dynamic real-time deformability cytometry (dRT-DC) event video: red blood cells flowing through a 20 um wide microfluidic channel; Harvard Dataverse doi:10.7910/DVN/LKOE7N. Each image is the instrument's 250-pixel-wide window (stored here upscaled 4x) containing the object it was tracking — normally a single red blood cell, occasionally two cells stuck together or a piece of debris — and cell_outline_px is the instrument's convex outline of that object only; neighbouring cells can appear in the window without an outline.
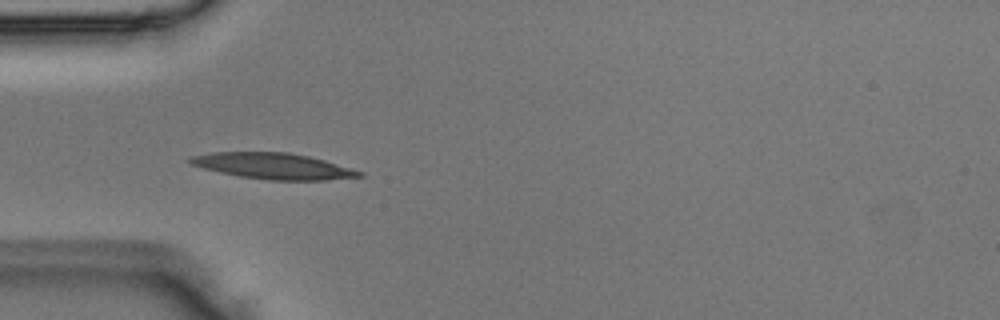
{"species": "Egyptian fruit bat (a non-hibernating species)", "species_latin": "Rousettus aegyptiacus", "temperature_condition": "room temperature", "stored_images_in_passage": 6, "camera_frame_rate_fps": 3000, "um_per_image_px": 0.085, "animal": {"sex": "male"}, "frame": {"image": 1, "passage_image": 3, "time_ms": 0.667, "image_size_px": [1000, 320], "cell_outline_px": [[364, 176], [324, 180], [268, 180], [240, 176], [220, 172], [204, 168], [192, 164], [184, 160], [188, 156], [212, 152], [288, 152], [308, 156], [324, 160], [352, 168], [364, 172]], "centroid_in_image_um": [23.2, 14.1], "position_along_channel_um": 61.8, "area_um2": 25.66}}
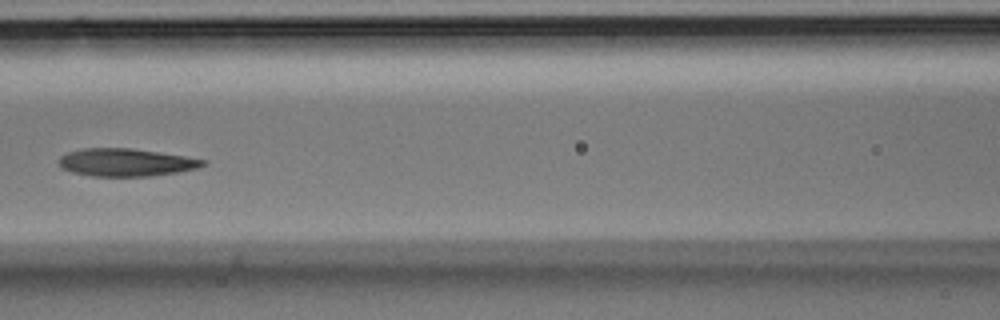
{"frame": {"image": 2, "passage_image": 5, "time_ms": 1.333, "image_size_px": [1000, 320], "cell_outline_px": [[208, 164], [196, 168], [176, 172], [152, 176], [92, 176], [72, 172], [60, 168], [60, 156], [68, 152], [84, 148], [128, 148], [160, 152], [208, 160]], "centroid_in_image_um": [10.72, 13.8], "position_along_channel_um": 155.9, "area_um2": 23.24}}
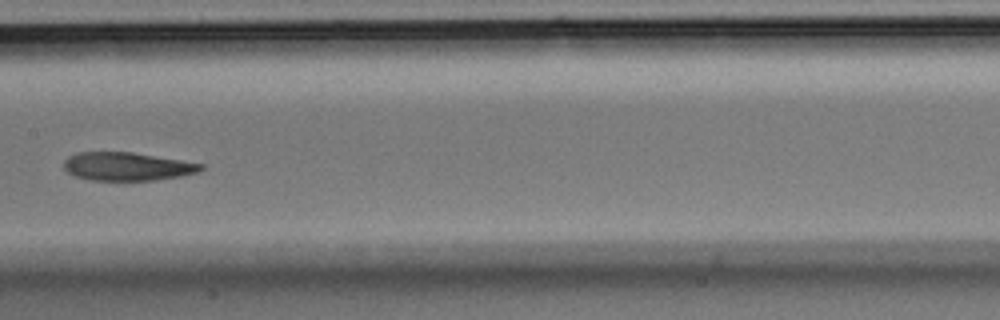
{"frame": {"image": 3, "passage_image": 6, "time_ms": 1.667, "image_size_px": [1000, 320], "cell_outline_px": [[204, 168], [196, 172], [180, 176], [152, 180], [92, 180], [76, 176], [68, 172], [64, 168], [64, 160], [68, 156], [76, 152], [132, 152], [204, 164]], "centroid_in_image_um": [10.77, 14.14], "position_along_channel_um": 196.6, "area_um2": 22.37}}